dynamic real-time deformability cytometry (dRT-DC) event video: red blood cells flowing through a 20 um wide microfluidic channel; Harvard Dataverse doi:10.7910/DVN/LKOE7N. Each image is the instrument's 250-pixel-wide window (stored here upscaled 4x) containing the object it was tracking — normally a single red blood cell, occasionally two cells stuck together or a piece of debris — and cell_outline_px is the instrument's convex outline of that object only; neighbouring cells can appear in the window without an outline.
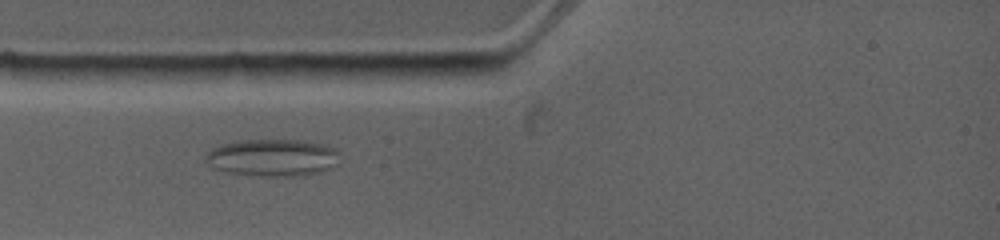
{"species": "common noctule bat (a hibernating species)", "species_latin": "Nyctalus noctula", "temperature_condition": "warm", "stored_images_in_passage": 5, "camera_frame_rate_fps": 4500, "um_per_image_px": 0.085, "animal": {"sex": "female", "body_mass_g": 19.0, "forearm_length_mm": 53.3}, "frame": {"image": 1, "passage_image": 4, "time_ms": 2.444, "image_size_px": [1000, 240], "cell_outline_px": [[340, 152], [336, 164], [332, 168], [320, 172], [304, 176], [272, 176], [224, 172], [212, 168], [204, 160], [204, 156], [212, 148], [220, 144], [240, 140], [304, 140], [328, 144], [336, 148]], "centroid_in_image_um": [23.19, 13.39], "position_along_channel_um": 61.8, "area_um2": 29.59}}